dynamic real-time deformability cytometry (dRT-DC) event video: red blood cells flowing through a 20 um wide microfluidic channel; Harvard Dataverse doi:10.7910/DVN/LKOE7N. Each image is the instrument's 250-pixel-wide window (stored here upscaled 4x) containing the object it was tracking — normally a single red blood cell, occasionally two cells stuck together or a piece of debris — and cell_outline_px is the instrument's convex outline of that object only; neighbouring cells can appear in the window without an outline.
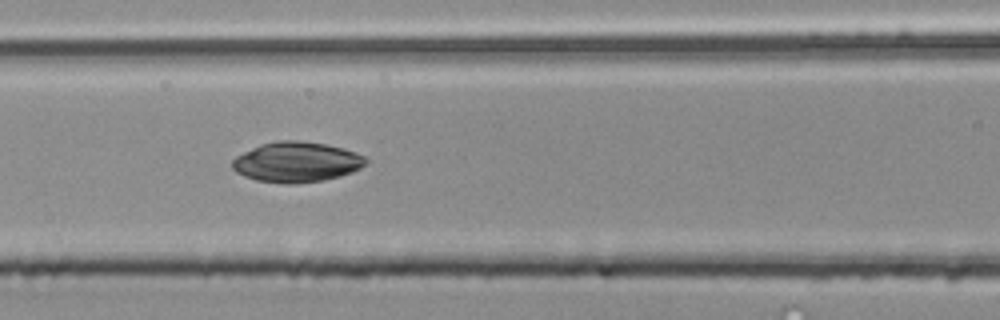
{"species": "common noctule bat (a hibernating species)", "species_latin": "Nyctalus noctula", "temperature_condition": "room temperature", "stored_images_in_passage": 5, "camera_frame_rate_fps": 3000, "um_per_image_px": 0.085, "animal": {"sex": "male", "body_mass_g": 20.4}, "frame": {"image": 1, "passage_image": 5, "time_ms": 1.333, "image_size_px": [1000, 320], "cell_outline_px": [[368, 160], [360, 168], [352, 172], [340, 176], [324, 180], [296, 184], [284, 184], [256, 180], [244, 176], [236, 172], [232, 168], [232, 160], [236, 156], [260, 144], [280, 140], [300, 140], [328, 144], [356, 152], [364, 156]], "centroid_in_image_um": [25.2, 13.77], "position_along_channel_um": 141.4, "area_um2": 31.5}}